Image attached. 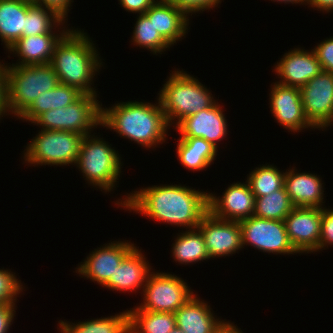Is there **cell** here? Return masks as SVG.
<instances>
[{
	"label": "cell",
	"instance_id": "cell-1",
	"mask_svg": "<svg viewBox=\"0 0 333 333\" xmlns=\"http://www.w3.org/2000/svg\"><path fill=\"white\" fill-rule=\"evenodd\" d=\"M133 192L127 193L122 200H116L118 208L124 207L130 212L135 211L155 221L177 227L196 229L209 212V192L187 186L154 185Z\"/></svg>",
	"mask_w": 333,
	"mask_h": 333
},
{
	"label": "cell",
	"instance_id": "cell-2",
	"mask_svg": "<svg viewBox=\"0 0 333 333\" xmlns=\"http://www.w3.org/2000/svg\"><path fill=\"white\" fill-rule=\"evenodd\" d=\"M158 103L128 101L102 107L101 126L119 133L146 148L166 142L170 127L159 99Z\"/></svg>",
	"mask_w": 333,
	"mask_h": 333
},
{
	"label": "cell",
	"instance_id": "cell-3",
	"mask_svg": "<svg viewBox=\"0 0 333 333\" xmlns=\"http://www.w3.org/2000/svg\"><path fill=\"white\" fill-rule=\"evenodd\" d=\"M90 39L81 29H70L56 44L50 64L61 84L97 95L91 85L103 62Z\"/></svg>",
	"mask_w": 333,
	"mask_h": 333
},
{
	"label": "cell",
	"instance_id": "cell-4",
	"mask_svg": "<svg viewBox=\"0 0 333 333\" xmlns=\"http://www.w3.org/2000/svg\"><path fill=\"white\" fill-rule=\"evenodd\" d=\"M165 82L158 93V99L169 127L176 119L174 126L184 118L213 106L217 101L205 85L185 71L175 69Z\"/></svg>",
	"mask_w": 333,
	"mask_h": 333
},
{
	"label": "cell",
	"instance_id": "cell-5",
	"mask_svg": "<svg viewBox=\"0 0 333 333\" xmlns=\"http://www.w3.org/2000/svg\"><path fill=\"white\" fill-rule=\"evenodd\" d=\"M8 115L19 117L45 91L60 82L51 64L5 65ZM10 112V113H9Z\"/></svg>",
	"mask_w": 333,
	"mask_h": 333
},
{
	"label": "cell",
	"instance_id": "cell-6",
	"mask_svg": "<svg viewBox=\"0 0 333 333\" xmlns=\"http://www.w3.org/2000/svg\"><path fill=\"white\" fill-rule=\"evenodd\" d=\"M76 166L86 177L87 183L103 192L113 191L117 186L121 171V157L118 151L108 145L103 138L85 135L81 143Z\"/></svg>",
	"mask_w": 333,
	"mask_h": 333
},
{
	"label": "cell",
	"instance_id": "cell-7",
	"mask_svg": "<svg viewBox=\"0 0 333 333\" xmlns=\"http://www.w3.org/2000/svg\"><path fill=\"white\" fill-rule=\"evenodd\" d=\"M84 135L72 131L42 130L24 150V161L35 165L65 166L77 163Z\"/></svg>",
	"mask_w": 333,
	"mask_h": 333
},
{
	"label": "cell",
	"instance_id": "cell-8",
	"mask_svg": "<svg viewBox=\"0 0 333 333\" xmlns=\"http://www.w3.org/2000/svg\"><path fill=\"white\" fill-rule=\"evenodd\" d=\"M97 95L83 94L73 104L51 109L40 114L32 123L42 130L72 131L82 135L91 134L92 129L101 126L102 103Z\"/></svg>",
	"mask_w": 333,
	"mask_h": 333
},
{
	"label": "cell",
	"instance_id": "cell-9",
	"mask_svg": "<svg viewBox=\"0 0 333 333\" xmlns=\"http://www.w3.org/2000/svg\"><path fill=\"white\" fill-rule=\"evenodd\" d=\"M142 290L143 303L130 310L175 313L194 295L182 278L168 272L152 271Z\"/></svg>",
	"mask_w": 333,
	"mask_h": 333
},
{
	"label": "cell",
	"instance_id": "cell-10",
	"mask_svg": "<svg viewBox=\"0 0 333 333\" xmlns=\"http://www.w3.org/2000/svg\"><path fill=\"white\" fill-rule=\"evenodd\" d=\"M242 247L253 246L259 251L274 254H297L286 232L285 223L281 220H268L251 217L241 220Z\"/></svg>",
	"mask_w": 333,
	"mask_h": 333
},
{
	"label": "cell",
	"instance_id": "cell-11",
	"mask_svg": "<svg viewBox=\"0 0 333 333\" xmlns=\"http://www.w3.org/2000/svg\"><path fill=\"white\" fill-rule=\"evenodd\" d=\"M300 91L308 121L318 130L330 126L333 123V73L321 71Z\"/></svg>",
	"mask_w": 333,
	"mask_h": 333
},
{
	"label": "cell",
	"instance_id": "cell-12",
	"mask_svg": "<svg viewBox=\"0 0 333 333\" xmlns=\"http://www.w3.org/2000/svg\"><path fill=\"white\" fill-rule=\"evenodd\" d=\"M322 208L294 207L284 219L294 249L300 253L319 251Z\"/></svg>",
	"mask_w": 333,
	"mask_h": 333
},
{
	"label": "cell",
	"instance_id": "cell-13",
	"mask_svg": "<svg viewBox=\"0 0 333 333\" xmlns=\"http://www.w3.org/2000/svg\"><path fill=\"white\" fill-rule=\"evenodd\" d=\"M271 86L270 111L277 123L294 133L306 128L316 129L305 116L300 88L277 82Z\"/></svg>",
	"mask_w": 333,
	"mask_h": 333
},
{
	"label": "cell",
	"instance_id": "cell-14",
	"mask_svg": "<svg viewBox=\"0 0 333 333\" xmlns=\"http://www.w3.org/2000/svg\"><path fill=\"white\" fill-rule=\"evenodd\" d=\"M197 228L204 237L209 258L230 256L243 248L238 221L221 220L208 212Z\"/></svg>",
	"mask_w": 333,
	"mask_h": 333
},
{
	"label": "cell",
	"instance_id": "cell-15",
	"mask_svg": "<svg viewBox=\"0 0 333 333\" xmlns=\"http://www.w3.org/2000/svg\"><path fill=\"white\" fill-rule=\"evenodd\" d=\"M93 250L84 262L78 264L76 273L101 287L110 279L123 258L135 247L130 241H113Z\"/></svg>",
	"mask_w": 333,
	"mask_h": 333
},
{
	"label": "cell",
	"instance_id": "cell-16",
	"mask_svg": "<svg viewBox=\"0 0 333 333\" xmlns=\"http://www.w3.org/2000/svg\"><path fill=\"white\" fill-rule=\"evenodd\" d=\"M245 183L231 184L225 189L222 197L209 193V212L215 218L227 221L240 222L251 217L255 210V195L249 183Z\"/></svg>",
	"mask_w": 333,
	"mask_h": 333
},
{
	"label": "cell",
	"instance_id": "cell-17",
	"mask_svg": "<svg viewBox=\"0 0 333 333\" xmlns=\"http://www.w3.org/2000/svg\"><path fill=\"white\" fill-rule=\"evenodd\" d=\"M222 107L216 102L213 106L184 118L175 128L181 137H200L217 148V142L228 134V124Z\"/></svg>",
	"mask_w": 333,
	"mask_h": 333
},
{
	"label": "cell",
	"instance_id": "cell-18",
	"mask_svg": "<svg viewBox=\"0 0 333 333\" xmlns=\"http://www.w3.org/2000/svg\"><path fill=\"white\" fill-rule=\"evenodd\" d=\"M321 71L320 62L313 49L308 52V50L301 48H295L285 53L274 68L278 78H281L277 83L298 88H301Z\"/></svg>",
	"mask_w": 333,
	"mask_h": 333
},
{
	"label": "cell",
	"instance_id": "cell-19",
	"mask_svg": "<svg viewBox=\"0 0 333 333\" xmlns=\"http://www.w3.org/2000/svg\"><path fill=\"white\" fill-rule=\"evenodd\" d=\"M151 268L141 249L135 246L103 286L113 291L136 293V290H141L146 284Z\"/></svg>",
	"mask_w": 333,
	"mask_h": 333
},
{
	"label": "cell",
	"instance_id": "cell-20",
	"mask_svg": "<svg viewBox=\"0 0 333 333\" xmlns=\"http://www.w3.org/2000/svg\"><path fill=\"white\" fill-rule=\"evenodd\" d=\"M64 29L60 33H46L23 36L17 40L8 51L19 56V61L11 65H37L51 62L56 44L70 30ZM21 60V61H20Z\"/></svg>",
	"mask_w": 333,
	"mask_h": 333
},
{
	"label": "cell",
	"instance_id": "cell-21",
	"mask_svg": "<svg viewBox=\"0 0 333 333\" xmlns=\"http://www.w3.org/2000/svg\"><path fill=\"white\" fill-rule=\"evenodd\" d=\"M144 14L171 46L188 31L189 16L166 0H157Z\"/></svg>",
	"mask_w": 333,
	"mask_h": 333
},
{
	"label": "cell",
	"instance_id": "cell-22",
	"mask_svg": "<svg viewBox=\"0 0 333 333\" xmlns=\"http://www.w3.org/2000/svg\"><path fill=\"white\" fill-rule=\"evenodd\" d=\"M211 307L197 295H193L174 314L176 327L185 333H216L226 322L211 312Z\"/></svg>",
	"mask_w": 333,
	"mask_h": 333
},
{
	"label": "cell",
	"instance_id": "cell-23",
	"mask_svg": "<svg viewBox=\"0 0 333 333\" xmlns=\"http://www.w3.org/2000/svg\"><path fill=\"white\" fill-rule=\"evenodd\" d=\"M317 174L299 173L295 169L285 172L284 187L294 207L323 208L324 188Z\"/></svg>",
	"mask_w": 333,
	"mask_h": 333
},
{
	"label": "cell",
	"instance_id": "cell-24",
	"mask_svg": "<svg viewBox=\"0 0 333 333\" xmlns=\"http://www.w3.org/2000/svg\"><path fill=\"white\" fill-rule=\"evenodd\" d=\"M83 95L78 89L59 83L54 89L40 93L33 103L17 118L33 122L40 114L51 109L73 104Z\"/></svg>",
	"mask_w": 333,
	"mask_h": 333
},
{
	"label": "cell",
	"instance_id": "cell-25",
	"mask_svg": "<svg viewBox=\"0 0 333 333\" xmlns=\"http://www.w3.org/2000/svg\"><path fill=\"white\" fill-rule=\"evenodd\" d=\"M178 141L176 154L186 169L200 171L214 163L218 149L205 139L180 137Z\"/></svg>",
	"mask_w": 333,
	"mask_h": 333
},
{
	"label": "cell",
	"instance_id": "cell-26",
	"mask_svg": "<svg viewBox=\"0 0 333 333\" xmlns=\"http://www.w3.org/2000/svg\"><path fill=\"white\" fill-rule=\"evenodd\" d=\"M27 0H0V38L8 50L23 37Z\"/></svg>",
	"mask_w": 333,
	"mask_h": 333
},
{
	"label": "cell",
	"instance_id": "cell-27",
	"mask_svg": "<svg viewBox=\"0 0 333 333\" xmlns=\"http://www.w3.org/2000/svg\"><path fill=\"white\" fill-rule=\"evenodd\" d=\"M61 333H125L129 329L128 309L114 316L91 319L85 322L70 323L60 320Z\"/></svg>",
	"mask_w": 333,
	"mask_h": 333
},
{
	"label": "cell",
	"instance_id": "cell-28",
	"mask_svg": "<svg viewBox=\"0 0 333 333\" xmlns=\"http://www.w3.org/2000/svg\"><path fill=\"white\" fill-rule=\"evenodd\" d=\"M179 234L174 240L171 251L175 262L189 265L210 259L204 237L198 228L189 229Z\"/></svg>",
	"mask_w": 333,
	"mask_h": 333
},
{
	"label": "cell",
	"instance_id": "cell-29",
	"mask_svg": "<svg viewBox=\"0 0 333 333\" xmlns=\"http://www.w3.org/2000/svg\"><path fill=\"white\" fill-rule=\"evenodd\" d=\"M129 329L134 333H170L176 327L175 314L128 310Z\"/></svg>",
	"mask_w": 333,
	"mask_h": 333
},
{
	"label": "cell",
	"instance_id": "cell-30",
	"mask_svg": "<svg viewBox=\"0 0 333 333\" xmlns=\"http://www.w3.org/2000/svg\"><path fill=\"white\" fill-rule=\"evenodd\" d=\"M65 21L54 10L36 5L27 0V14L23 36L55 33L53 30L60 25L63 26Z\"/></svg>",
	"mask_w": 333,
	"mask_h": 333
},
{
	"label": "cell",
	"instance_id": "cell-31",
	"mask_svg": "<svg viewBox=\"0 0 333 333\" xmlns=\"http://www.w3.org/2000/svg\"><path fill=\"white\" fill-rule=\"evenodd\" d=\"M294 205L291 203L285 187L263 197H255L254 216L268 219L281 220L288 216Z\"/></svg>",
	"mask_w": 333,
	"mask_h": 333
},
{
	"label": "cell",
	"instance_id": "cell-32",
	"mask_svg": "<svg viewBox=\"0 0 333 333\" xmlns=\"http://www.w3.org/2000/svg\"><path fill=\"white\" fill-rule=\"evenodd\" d=\"M285 172L273 165H263L249 173L247 182L255 197H263L284 187Z\"/></svg>",
	"mask_w": 333,
	"mask_h": 333
},
{
	"label": "cell",
	"instance_id": "cell-33",
	"mask_svg": "<svg viewBox=\"0 0 333 333\" xmlns=\"http://www.w3.org/2000/svg\"><path fill=\"white\" fill-rule=\"evenodd\" d=\"M132 42L135 46L146 48L154 54H162L171 45L160 35L153 22L145 14L138 15L134 26Z\"/></svg>",
	"mask_w": 333,
	"mask_h": 333
},
{
	"label": "cell",
	"instance_id": "cell-34",
	"mask_svg": "<svg viewBox=\"0 0 333 333\" xmlns=\"http://www.w3.org/2000/svg\"><path fill=\"white\" fill-rule=\"evenodd\" d=\"M13 273L4 268L0 269V304L15 303L25 288Z\"/></svg>",
	"mask_w": 333,
	"mask_h": 333
},
{
	"label": "cell",
	"instance_id": "cell-35",
	"mask_svg": "<svg viewBox=\"0 0 333 333\" xmlns=\"http://www.w3.org/2000/svg\"><path fill=\"white\" fill-rule=\"evenodd\" d=\"M172 3L177 8L183 10L188 16L191 13L208 10L218 6L221 0H166Z\"/></svg>",
	"mask_w": 333,
	"mask_h": 333
},
{
	"label": "cell",
	"instance_id": "cell-36",
	"mask_svg": "<svg viewBox=\"0 0 333 333\" xmlns=\"http://www.w3.org/2000/svg\"><path fill=\"white\" fill-rule=\"evenodd\" d=\"M313 51L320 62L322 71L333 73V37L320 42Z\"/></svg>",
	"mask_w": 333,
	"mask_h": 333
},
{
	"label": "cell",
	"instance_id": "cell-37",
	"mask_svg": "<svg viewBox=\"0 0 333 333\" xmlns=\"http://www.w3.org/2000/svg\"><path fill=\"white\" fill-rule=\"evenodd\" d=\"M333 245V209L322 208L321 230L319 237V250Z\"/></svg>",
	"mask_w": 333,
	"mask_h": 333
},
{
	"label": "cell",
	"instance_id": "cell-38",
	"mask_svg": "<svg viewBox=\"0 0 333 333\" xmlns=\"http://www.w3.org/2000/svg\"><path fill=\"white\" fill-rule=\"evenodd\" d=\"M36 5H40L49 9L54 10L60 17L64 20H67L68 12L70 11L69 7L73 0H30Z\"/></svg>",
	"mask_w": 333,
	"mask_h": 333
},
{
	"label": "cell",
	"instance_id": "cell-39",
	"mask_svg": "<svg viewBox=\"0 0 333 333\" xmlns=\"http://www.w3.org/2000/svg\"><path fill=\"white\" fill-rule=\"evenodd\" d=\"M16 303L0 304V333H8L16 314Z\"/></svg>",
	"mask_w": 333,
	"mask_h": 333
},
{
	"label": "cell",
	"instance_id": "cell-40",
	"mask_svg": "<svg viewBox=\"0 0 333 333\" xmlns=\"http://www.w3.org/2000/svg\"><path fill=\"white\" fill-rule=\"evenodd\" d=\"M157 0H119V4L128 12L144 14Z\"/></svg>",
	"mask_w": 333,
	"mask_h": 333
},
{
	"label": "cell",
	"instance_id": "cell-41",
	"mask_svg": "<svg viewBox=\"0 0 333 333\" xmlns=\"http://www.w3.org/2000/svg\"><path fill=\"white\" fill-rule=\"evenodd\" d=\"M5 114H8L5 63L0 62V120Z\"/></svg>",
	"mask_w": 333,
	"mask_h": 333
},
{
	"label": "cell",
	"instance_id": "cell-42",
	"mask_svg": "<svg viewBox=\"0 0 333 333\" xmlns=\"http://www.w3.org/2000/svg\"><path fill=\"white\" fill-rule=\"evenodd\" d=\"M307 5L326 13L333 12V0H308Z\"/></svg>",
	"mask_w": 333,
	"mask_h": 333
},
{
	"label": "cell",
	"instance_id": "cell-43",
	"mask_svg": "<svg viewBox=\"0 0 333 333\" xmlns=\"http://www.w3.org/2000/svg\"><path fill=\"white\" fill-rule=\"evenodd\" d=\"M216 333H242V330L237 328L234 323L226 321Z\"/></svg>",
	"mask_w": 333,
	"mask_h": 333
},
{
	"label": "cell",
	"instance_id": "cell-44",
	"mask_svg": "<svg viewBox=\"0 0 333 333\" xmlns=\"http://www.w3.org/2000/svg\"><path fill=\"white\" fill-rule=\"evenodd\" d=\"M271 1H272V0H271ZM273 1H274V2L277 1V2H280V3L283 2V3H286V4H287V3H288V4H289V3H292V4H294V3L297 4V3H298V4H299V3L301 2V4L303 3V4L306 5V4L308 3V0H273Z\"/></svg>",
	"mask_w": 333,
	"mask_h": 333
},
{
	"label": "cell",
	"instance_id": "cell-45",
	"mask_svg": "<svg viewBox=\"0 0 333 333\" xmlns=\"http://www.w3.org/2000/svg\"><path fill=\"white\" fill-rule=\"evenodd\" d=\"M170 333H185L183 330H181L178 327H175Z\"/></svg>",
	"mask_w": 333,
	"mask_h": 333
},
{
	"label": "cell",
	"instance_id": "cell-46",
	"mask_svg": "<svg viewBox=\"0 0 333 333\" xmlns=\"http://www.w3.org/2000/svg\"><path fill=\"white\" fill-rule=\"evenodd\" d=\"M125 333H134L130 329H128Z\"/></svg>",
	"mask_w": 333,
	"mask_h": 333
}]
</instances>
